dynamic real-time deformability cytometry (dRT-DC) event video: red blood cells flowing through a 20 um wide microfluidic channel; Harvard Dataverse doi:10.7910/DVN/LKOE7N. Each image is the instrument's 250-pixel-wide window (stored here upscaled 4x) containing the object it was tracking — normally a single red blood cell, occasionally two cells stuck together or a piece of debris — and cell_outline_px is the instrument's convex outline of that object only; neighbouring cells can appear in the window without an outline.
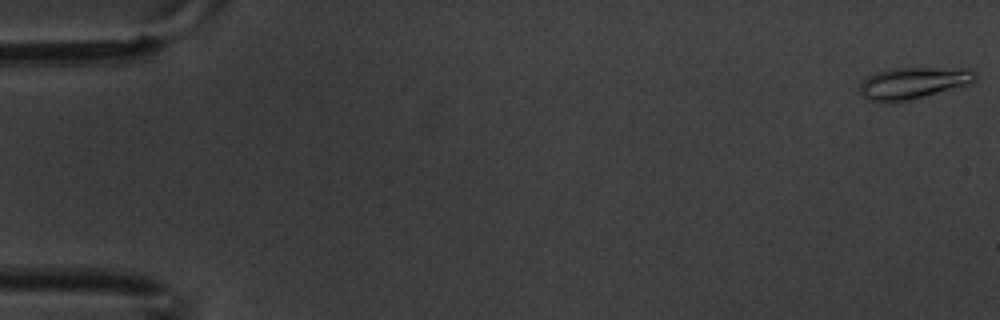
{"species": "common noctule bat (a hibernating species)", "species_latin": "Nyctalus noctula", "temperature_condition": "warm", "stored_images_in_passage": 16, "camera_frame_rate_fps": 3000, "um_per_image_px": 0.085, "animal": {"sex": "male", "body_mass_g": 20.1, "forearm_length_mm": 53.5}, "frame": {"image": 1, "passage_image": 1, "time_ms": 0.0, "image_size_px": [1000, 320], "cell_outline_px": [[976, 80], [968, 84], [908, 100], [868, 100], [860, 92], [860, 84], [868, 76], [876, 72], [896, 68], [964, 68], [976, 72]], "centroid_in_image_um": [77.65, 7.02], "position_along_channel_um": 7.4, "area_um2": 20.58}}
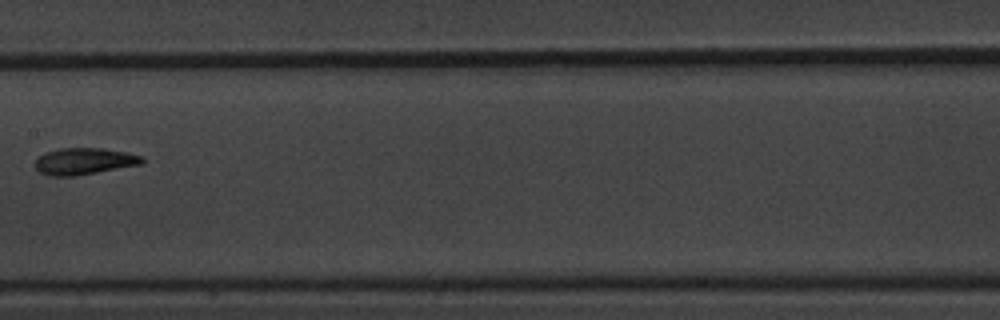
{"frame": {"image": 2, "passage_image": 9, "time_ms": 2.667, "image_size_px": [1000, 320], "cell_outline_px": [[144, 160], [140, 164], [76, 176], [48, 176], [40, 172], [36, 168], [36, 160], [44, 152], [60, 148], [104, 148], [128, 152], [144, 156]], "centroid_in_image_um": [7.16, 13.7], "position_along_channel_um": 200.2, "area_um2": 16.65}}
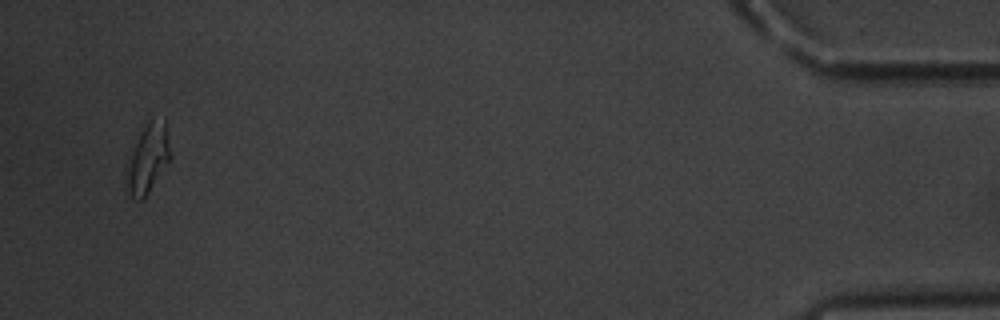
{"frame": {"image": 3, "passage_image": 16, "time_ms": 5.0, "image_size_px": [1000, 320], "cell_outline_px": [[172, 160], [144, 200], [136, 200], [132, 196], [128, 188], [124, 168], [144, 128], [152, 116], [164, 116], [172, 156]], "centroid_in_image_um": [12.63, 13.48], "position_along_channel_um": 422.6, "area_um2": 18.03}}